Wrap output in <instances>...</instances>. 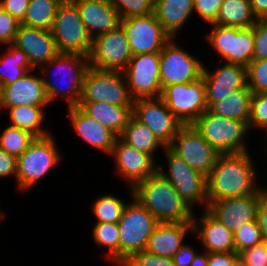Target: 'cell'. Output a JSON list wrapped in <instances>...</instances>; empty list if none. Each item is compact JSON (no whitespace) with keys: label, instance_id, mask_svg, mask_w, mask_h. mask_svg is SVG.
I'll list each match as a JSON object with an SVG mask.
<instances>
[{"label":"cell","instance_id":"cell-8","mask_svg":"<svg viewBox=\"0 0 267 266\" xmlns=\"http://www.w3.org/2000/svg\"><path fill=\"white\" fill-rule=\"evenodd\" d=\"M46 64L47 65L49 64L52 67L56 66L59 72H61V69L66 70L67 73L65 74L64 77L68 78L69 80L68 81L69 83L65 82L66 88L65 87L62 88L59 85L60 83L58 85L57 83L56 84L53 83L54 81L53 79H51L53 81H50L48 78L42 77L45 86V92L49 103H51L54 99H56L58 95L62 97L63 95H65L66 96L65 98L68 99L67 100L68 108L77 106L82 95L83 78L86 70L89 68L88 57L83 56L81 54L59 53L56 57H54ZM67 75L68 77H66ZM62 82L63 81H61V84Z\"/></svg>","mask_w":267,"mask_h":266},{"label":"cell","instance_id":"cell-36","mask_svg":"<svg viewBox=\"0 0 267 266\" xmlns=\"http://www.w3.org/2000/svg\"><path fill=\"white\" fill-rule=\"evenodd\" d=\"M93 239L100 246L107 247L106 254L119 265V228L118 223H95L93 227Z\"/></svg>","mask_w":267,"mask_h":266},{"label":"cell","instance_id":"cell-46","mask_svg":"<svg viewBox=\"0 0 267 266\" xmlns=\"http://www.w3.org/2000/svg\"><path fill=\"white\" fill-rule=\"evenodd\" d=\"M223 1L224 0H193V10L197 11L203 20L209 24H214Z\"/></svg>","mask_w":267,"mask_h":266},{"label":"cell","instance_id":"cell-29","mask_svg":"<svg viewBox=\"0 0 267 266\" xmlns=\"http://www.w3.org/2000/svg\"><path fill=\"white\" fill-rule=\"evenodd\" d=\"M252 94L248 87H243L213 103L208 110L217 116L245 121L248 124Z\"/></svg>","mask_w":267,"mask_h":266},{"label":"cell","instance_id":"cell-12","mask_svg":"<svg viewBox=\"0 0 267 266\" xmlns=\"http://www.w3.org/2000/svg\"><path fill=\"white\" fill-rule=\"evenodd\" d=\"M212 32L205 36L226 63L247 67L253 61V28H237L212 24Z\"/></svg>","mask_w":267,"mask_h":266},{"label":"cell","instance_id":"cell-13","mask_svg":"<svg viewBox=\"0 0 267 266\" xmlns=\"http://www.w3.org/2000/svg\"><path fill=\"white\" fill-rule=\"evenodd\" d=\"M160 98L183 125H192L208 109L202 77L193 83L164 87Z\"/></svg>","mask_w":267,"mask_h":266},{"label":"cell","instance_id":"cell-3","mask_svg":"<svg viewBox=\"0 0 267 266\" xmlns=\"http://www.w3.org/2000/svg\"><path fill=\"white\" fill-rule=\"evenodd\" d=\"M160 222L137 200L128 203L118 222L119 265L134 253L145 251Z\"/></svg>","mask_w":267,"mask_h":266},{"label":"cell","instance_id":"cell-45","mask_svg":"<svg viewBox=\"0 0 267 266\" xmlns=\"http://www.w3.org/2000/svg\"><path fill=\"white\" fill-rule=\"evenodd\" d=\"M239 259L249 266H267V242L243 250Z\"/></svg>","mask_w":267,"mask_h":266},{"label":"cell","instance_id":"cell-20","mask_svg":"<svg viewBox=\"0 0 267 266\" xmlns=\"http://www.w3.org/2000/svg\"><path fill=\"white\" fill-rule=\"evenodd\" d=\"M110 155L114 157L117 173L127 182L130 181L131 187L158 170L154 157L128 145L120 137L117 138Z\"/></svg>","mask_w":267,"mask_h":266},{"label":"cell","instance_id":"cell-21","mask_svg":"<svg viewBox=\"0 0 267 266\" xmlns=\"http://www.w3.org/2000/svg\"><path fill=\"white\" fill-rule=\"evenodd\" d=\"M207 108L232 92L247 87V68L240 64L225 63L211 74L203 67Z\"/></svg>","mask_w":267,"mask_h":266},{"label":"cell","instance_id":"cell-37","mask_svg":"<svg viewBox=\"0 0 267 266\" xmlns=\"http://www.w3.org/2000/svg\"><path fill=\"white\" fill-rule=\"evenodd\" d=\"M127 204L114 195H104L92 204V211L97 217L96 223H118Z\"/></svg>","mask_w":267,"mask_h":266},{"label":"cell","instance_id":"cell-40","mask_svg":"<svg viewBox=\"0 0 267 266\" xmlns=\"http://www.w3.org/2000/svg\"><path fill=\"white\" fill-rule=\"evenodd\" d=\"M246 68L247 87L253 93H267V59L252 61Z\"/></svg>","mask_w":267,"mask_h":266},{"label":"cell","instance_id":"cell-1","mask_svg":"<svg viewBox=\"0 0 267 266\" xmlns=\"http://www.w3.org/2000/svg\"><path fill=\"white\" fill-rule=\"evenodd\" d=\"M248 152L219 154L206 177L208 202L257 193L254 165Z\"/></svg>","mask_w":267,"mask_h":266},{"label":"cell","instance_id":"cell-2","mask_svg":"<svg viewBox=\"0 0 267 266\" xmlns=\"http://www.w3.org/2000/svg\"><path fill=\"white\" fill-rule=\"evenodd\" d=\"M132 197L159 222L192 223L193 209L177 193L172 184L157 170L132 187Z\"/></svg>","mask_w":267,"mask_h":266},{"label":"cell","instance_id":"cell-51","mask_svg":"<svg viewBox=\"0 0 267 266\" xmlns=\"http://www.w3.org/2000/svg\"><path fill=\"white\" fill-rule=\"evenodd\" d=\"M257 221L262 232L263 240L267 242V195L261 200L259 204Z\"/></svg>","mask_w":267,"mask_h":266},{"label":"cell","instance_id":"cell-41","mask_svg":"<svg viewBox=\"0 0 267 266\" xmlns=\"http://www.w3.org/2000/svg\"><path fill=\"white\" fill-rule=\"evenodd\" d=\"M249 130L258 127L267 132V93H253L251 96Z\"/></svg>","mask_w":267,"mask_h":266},{"label":"cell","instance_id":"cell-48","mask_svg":"<svg viewBox=\"0 0 267 266\" xmlns=\"http://www.w3.org/2000/svg\"><path fill=\"white\" fill-rule=\"evenodd\" d=\"M239 254L229 253H207V262L209 266H236Z\"/></svg>","mask_w":267,"mask_h":266},{"label":"cell","instance_id":"cell-14","mask_svg":"<svg viewBox=\"0 0 267 266\" xmlns=\"http://www.w3.org/2000/svg\"><path fill=\"white\" fill-rule=\"evenodd\" d=\"M168 147L185 160L191 168L206 177L213 169L220 154L193 125H183Z\"/></svg>","mask_w":267,"mask_h":266},{"label":"cell","instance_id":"cell-43","mask_svg":"<svg viewBox=\"0 0 267 266\" xmlns=\"http://www.w3.org/2000/svg\"><path fill=\"white\" fill-rule=\"evenodd\" d=\"M20 22L0 6V45L13 44Z\"/></svg>","mask_w":267,"mask_h":266},{"label":"cell","instance_id":"cell-9","mask_svg":"<svg viewBox=\"0 0 267 266\" xmlns=\"http://www.w3.org/2000/svg\"><path fill=\"white\" fill-rule=\"evenodd\" d=\"M168 159V172L165 173L158 166V171L172 184L177 193L191 207L199 202L205 203L208 209L206 176L195 171L188 163L175 154L169 147H165Z\"/></svg>","mask_w":267,"mask_h":266},{"label":"cell","instance_id":"cell-5","mask_svg":"<svg viewBox=\"0 0 267 266\" xmlns=\"http://www.w3.org/2000/svg\"><path fill=\"white\" fill-rule=\"evenodd\" d=\"M51 31L59 53L89 57L93 39L71 0H63L59 5Z\"/></svg>","mask_w":267,"mask_h":266},{"label":"cell","instance_id":"cell-15","mask_svg":"<svg viewBox=\"0 0 267 266\" xmlns=\"http://www.w3.org/2000/svg\"><path fill=\"white\" fill-rule=\"evenodd\" d=\"M204 64L184 51L171 38L160 52L161 87L193 83L202 77Z\"/></svg>","mask_w":267,"mask_h":266},{"label":"cell","instance_id":"cell-47","mask_svg":"<svg viewBox=\"0 0 267 266\" xmlns=\"http://www.w3.org/2000/svg\"><path fill=\"white\" fill-rule=\"evenodd\" d=\"M29 0H0V6L19 22L23 20Z\"/></svg>","mask_w":267,"mask_h":266},{"label":"cell","instance_id":"cell-56","mask_svg":"<svg viewBox=\"0 0 267 266\" xmlns=\"http://www.w3.org/2000/svg\"><path fill=\"white\" fill-rule=\"evenodd\" d=\"M1 92H2V86H1V83H0V100H1Z\"/></svg>","mask_w":267,"mask_h":266},{"label":"cell","instance_id":"cell-42","mask_svg":"<svg viewBox=\"0 0 267 266\" xmlns=\"http://www.w3.org/2000/svg\"><path fill=\"white\" fill-rule=\"evenodd\" d=\"M120 266H175L172 258L152 255L146 251L129 256Z\"/></svg>","mask_w":267,"mask_h":266},{"label":"cell","instance_id":"cell-28","mask_svg":"<svg viewBox=\"0 0 267 266\" xmlns=\"http://www.w3.org/2000/svg\"><path fill=\"white\" fill-rule=\"evenodd\" d=\"M193 11V0H154V14L171 38L175 37Z\"/></svg>","mask_w":267,"mask_h":266},{"label":"cell","instance_id":"cell-33","mask_svg":"<svg viewBox=\"0 0 267 266\" xmlns=\"http://www.w3.org/2000/svg\"><path fill=\"white\" fill-rule=\"evenodd\" d=\"M33 69L27 55L13 44H9L7 53L0 59L1 86L16 82Z\"/></svg>","mask_w":267,"mask_h":266},{"label":"cell","instance_id":"cell-30","mask_svg":"<svg viewBox=\"0 0 267 266\" xmlns=\"http://www.w3.org/2000/svg\"><path fill=\"white\" fill-rule=\"evenodd\" d=\"M257 17L251 10L249 0H224L215 25L248 28L256 23Z\"/></svg>","mask_w":267,"mask_h":266},{"label":"cell","instance_id":"cell-16","mask_svg":"<svg viewBox=\"0 0 267 266\" xmlns=\"http://www.w3.org/2000/svg\"><path fill=\"white\" fill-rule=\"evenodd\" d=\"M132 55L160 53L171 37L164 31L155 14L121 19Z\"/></svg>","mask_w":267,"mask_h":266},{"label":"cell","instance_id":"cell-32","mask_svg":"<svg viewBox=\"0 0 267 266\" xmlns=\"http://www.w3.org/2000/svg\"><path fill=\"white\" fill-rule=\"evenodd\" d=\"M45 106L46 105H20L5 108L9 111V115L12 121V124H10V126L28 131L35 137H43L49 135L48 131L40 127L44 118L43 108Z\"/></svg>","mask_w":267,"mask_h":266},{"label":"cell","instance_id":"cell-19","mask_svg":"<svg viewBox=\"0 0 267 266\" xmlns=\"http://www.w3.org/2000/svg\"><path fill=\"white\" fill-rule=\"evenodd\" d=\"M13 45L21 49L35 69L39 66L42 75L47 68L43 66L59 54L51 30L19 25ZM42 66V68H41Z\"/></svg>","mask_w":267,"mask_h":266},{"label":"cell","instance_id":"cell-6","mask_svg":"<svg viewBox=\"0 0 267 266\" xmlns=\"http://www.w3.org/2000/svg\"><path fill=\"white\" fill-rule=\"evenodd\" d=\"M122 75V76H121ZM125 76L122 71L88 68L83 78L79 102H104L117 106H133ZM125 81V82H124Z\"/></svg>","mask_w":267,"mask_h":266},{"label":"cell","instance_id":"cell-7","mask_svg":"<svg viewBox=\"0 0 267 266\" xmlns=\"http://www.w3.org/2000/svg\"><path fill=\"white\" fill-rule=\"evenodd\" d=\"M51 135L35 137L27 150L17 158L16 179L20 189H28L54 167L59 159L54 139Z\"/></svg>","mask_w":267,"mask_h":266},{"label":"cell","instance_id":"cell-54","mask_svg":"<svg viewBox=\"0 0 267 266\" xmlns=\"http://www.w3.org/2000/svg\"><path fill=\"white\" fill-rule=\"evenodd\" d=\"M236 266H249V265L245 264L242 260L238 259L236 262Z\"/></svg>","mask_w":267,"mask_h":266},{"label":"cell","instance_id":"cell-18","mask_svg":"<svg viewBox=\"0 0 267 266\" xmlns=\"http://www.w3.org/2000/svg\"><path fill=\"white\" fill-rule=\"evenodd\" d=\"M265 196L264 188H261L255 194L208 202L207 210L234 232L243 224L257 220L258 207Z\"/></svg>","mask_w":267,"mask_h":266},{"label":"cell","instance_id":"cell-27","mask_svg":"<svg viewBox=\"0 0 267 266\" xmlns=\"http://www.w3.org/2000/svg\"><path fill=\"white\" fill-rule=\"evenodd\" d=\"M77 106L118 137L132 117L133 106H117L104 102H79Z\"/></svg>","mask_w":267,"mask_h":266},{"label":"cell","instance_id":"cell-49","mask_svg":"<svg viewBox=\"0 0 267 266\" xmlns=\"http://www.w3.org/2000/svg\"><path fill=\"white\" fill-rule=\"evenodd\" d=\"M17 175V157L8 154L0 147V178Z\"/></svg>","mask_w":267,"mask_h":266},{"label":"cell","instance_id":"cell-53","mask_svg":"<svg viewBox=\"0 0 267 266\" xmlns=\"http://www.w3.org/2000/svg\"><path fill=\"white\" fill-rule=\"evenodd\" d=\"M190 266H209L207 262V252L205 251L203 255H198L197 253Z\"/></svg>","mask_w":267,"mask_h":266},{"label":"cell","instance_id":"cell-4","mask_svg":"<svg viewBox=\"0 0 267 266\" xmlns=\"http://www.w3.org/2000/svg\"><path fill=\"white\" fill-rule=\"evenodd\" d=\"M192 125L220 154L248 151L243 139L249 131L245 121L217 116L207 109Z\"/></svg>","mask_w":267,"mask_h":266},{"label":"cell","instance_id":"cell-17","mask_svg":"<svg viewBox=\"0 0 267 266\" xmlns=\"http://www.w3.org/2000/svg\"><path fill=\"white\" fill-rule=\"evenodd\" d=\"M132 115L148 126L166 147L183 126L160 97L135 99Z\"/></svg>","mask_w":267,"mask_h":266},{"label":"cell","instance_id":"cell-31","mask_svg":"<svg viewBox=\"0 0 267 266\" xmlns=\"http://www.w3.org/2000/svg\"><path fill=\"white\" fill-rule=\"evenodd\" d=\"M120 138L128 145L152 157L159 146L166 147L148 126L139 122L133 115Z\"/></svg>","mask_w":267,"mask_h":266},{"label":"cell","instance_id":"cell-38","mask_svg":"<svg viewBox=\"0 0 267 266\" xmlns=\"http://www.w3.org/2000/svg\"><path fill=\"white\" fill-rule=\"evenodd\" d=\"M233 236L237 254L264 241L257 220L243 224L233 232Z\"/></svg>","mask_w":267,"mask_h":266},{"label":"cell","instance_id":"cell-24","mask_svg":"<svg viewBox=\"0 0 267 266\" xmlns=\"http://www.w3.org/2000/svg\"><path fill=\"white\" fill-rule=\"evenodd\" d=\"M202 219V220H201ZM197 223L192 222V233H196L207 253L236 252L233 232L214 217L207 209Z\"/></svg>","mask_w":267,"mask_h":266},{"label":"cell","instance_id":"cell-44","mask_svg":"<svg viewBox=\"0 0 267 266\" xmlns=\"http://www.w3.org/2000/svg\"><path fill=\"white\" fill-rule=\"evenodd\" d=\"M252 28L254 37L253 61L267 59V23L258 19Z\"/></svg>","mask_w":267,"mask_h":266},{"label":"cell","instance_id":"cell-23","mask_svg":"<svg viewBox=\"0 0 267 266\" xmlns=\"http://www.w3.org/2000/svg\"><path fill=\"white\" fill-rule=\"evenodd\" d=\"M48 103L43 78L32 75L30 71L16 82L2 87L0 108Z\"/></svg>","mask_w":267,"mask_h":266},{"label":"cell","instance_id":"cell-26","mask_svg":"<svg viewBox=\"0 0 267 266\" xmlns=\"http://www.w3.org/2000/svg\"><path fill=\"white\" fill-rule=\"evenodd\" d=\"M191 231L192 223L160 222L149 238L145 251L152 255L172 258L183 245L185 235Z\"/></svg>","mask_w":267,"mask_h":266},{"label":"cell","instance_id":"cell-11","mask_svg":"<svg viewBox=\"0 0 267 266\" xmlns=\"http://www.w3.org/2000/svg\"><path fill=\"white\" fill-rule=\"evenodd\" d=\"M122 72L134 100L161 96L160 53L133 55Z\"/></svg>","mask_w":267,"mask_h":266},{"label":"cell","instance_id":"cell-55","mask_svg":"<svg viewBox=\"0 0 267 266\" xmlns=\"http://www.w3.org/2000/svg\"><path fill=\"white\" fill-rule=\"evenodd\" d=\"M260 20L267 23V12L260 18Z\"/></svg>","mask_w":267,"mask_h":266},{"label":"cell","instance_id":"cell-52","mask_svg":"<svg viewBox=\"0 0 267 266\" xmlns=\"http://www.w3.org/2000/svg\"><path fill=\"white\" fill-rule=\"evenodd\" d=\"M253 14L260 19L267 12V0H249Z\"/></svg>","mask_w":267,"mask_h":266},{"label":"cell","instance_id":"cell-25","mask_svg":"<svg viewBox=\"0 0 267 266\" xmlns=\"http://www.w3.org/2000/svg\"><path fill=\"white\" fill-rule=\"evenodd\" d=\"M69 117L78 135L92 146L111 154L118 136L99 121L86 114L79 106L68 108Z\"/></svg>","mask_w":267,"mask_h":266},{"label":"cell","instance_id":"cell-50","mask_svg":"<svg viewBox=\"0 0 267 266\" xmlns=\"http://www.w3.org/2000/svg\"><path fill=\"white\" fill-rule=\"evenodd\" d=\"M196 255L193 247L183 244L173 255V263L175 266H190Z\"/></svg>","mask_w":267,"mask_h":266},{"label":"cell","instance_id":"cell-22","mask_svg":"<svg viewBox=\"0 0 267 266\" xmlns=\"http://www.w3.org/2000/svg\"><path fill=\"white\" fill-rule=\"evenodd\" d=\"M92 39L120 25L118 10L109 0H71Z\"/></svg>","mask_w":267,"mask_h":266},{"label":"cell","instance_id":"cell-10","mask_svg":"<svg viewBox=\"0 0 267 266\" xmlns=\"http://www.w3.org/2000/svg\"><path fill=\"white\" fill-rule=\"evenodd\" d=\"M132 56L126 33L119 25L93 38L88 62L92 69L122 71Z\"/></svg>","mask_w":267,"mask_h":266},{"label":"cell","instance_id":"cell-39","mask_svg":"<svg viewBox=\"0 0 267 266\" xmlns=\"http://www.w3.org/2000/svg\"><path fill=\"white\" fill-rule=\"evenodd\" d=\"M121 19L154 13V0H109Z\"/></svg>","mask_w":267,"mask_h":266},{"label":"cell","instance_id":"cell-35","mask_svg":"<svg viewBox=\"0 0 267 266\" xmlns=\"http://www.w3.org/2000/svg\"><path fill=\"white\" fill-rule=\"evenodd\" d=\"M34 139L35 136L28 131L8 126L0 135V147L8 154L18 158Z\"/></svg>","mask_w":267,"mask_h":266},{"label":"cell","instance_id":"cell-34","mask_svg":"<svg viewBox=\"0 0 267 266\" xmlns=\"http://www.w3.org/2000/svg\"><path fill=\"white\" fill-rule=\"evenodd\" d=\"M63 0H29L25 17L20 24L51 30L59 5Z\"/></svg>","mask_w":267,"mask_h":266}]
</instances>
